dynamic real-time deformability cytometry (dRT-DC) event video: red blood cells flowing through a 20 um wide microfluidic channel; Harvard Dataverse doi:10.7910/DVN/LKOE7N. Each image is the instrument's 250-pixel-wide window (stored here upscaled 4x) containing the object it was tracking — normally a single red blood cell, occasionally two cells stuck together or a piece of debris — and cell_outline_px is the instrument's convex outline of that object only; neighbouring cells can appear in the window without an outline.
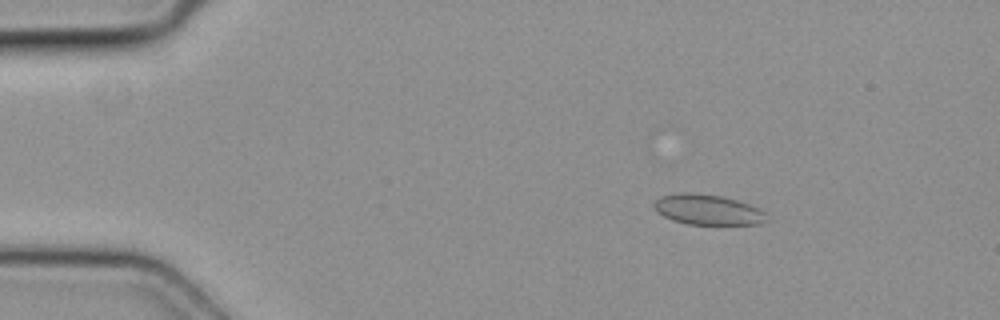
{"species": "common noctule bat (a hibernating species)", "species_latin": "Nyctalus noctula", "temperature_condition": "cold", "stored_images_in_passage": 3, "camera_frame_rate_fps": 3000, "um_per_image_px": 0.085, "animal": {"sex": "female", "body_mass_g": 19.3, "forearm_length_mm": 54.1}, "frame": {"image": 1, "passage_image": 1, "time_ms": 0.0, "image_size_px": [1000, 320], "cell_outline_px": [[768, 220], [764, 224], [688, 224], [672, 220], [656, 212], [652, 204], [660, 196], [680, 192], [688, 192], [720, 196], [736, 200], [748, 204], [764, 212]], "centroid_in_image_um": [60.12, 17.82], "position_along_channel_um": 24.9, "area_um2": 19.83}}